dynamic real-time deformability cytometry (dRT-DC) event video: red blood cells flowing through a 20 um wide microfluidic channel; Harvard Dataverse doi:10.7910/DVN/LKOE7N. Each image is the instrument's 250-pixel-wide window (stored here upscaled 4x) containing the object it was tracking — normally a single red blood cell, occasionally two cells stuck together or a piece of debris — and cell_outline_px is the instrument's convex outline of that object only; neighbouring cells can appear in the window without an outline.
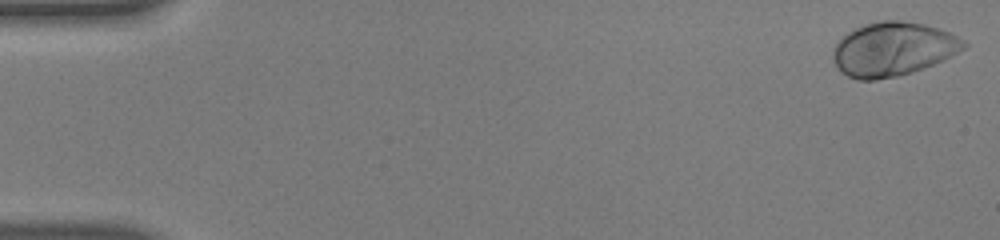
{"species": "human", "species_latin": "Homo sapiens", "temperature_condition": "warm", "stored_images_in_passage": 55, "camera_frame_rate_fps": 3000, "um_per_image_px": 0.085, "donor": {"sex": "male"}, "frame": {"image": 1, "passage_image": 1, "time_ms": 0.0, "image_size_px": [1000, 240], "cell_outline_px": [[968, 44], [964, 48], [944, 60], [924, 68], [912, 72], [896, 76], [876, 80], [860, 80], [848, 76], [840, 72], [832, 60], [832, 48], [852, 28], [864, 24], [880, 20], [900, 20], [924, 24], [940, 28], [964, 40]], "centroid_in_image_um": [75.88, 4.17], "position_along_channel_um": 9.1, "area_um2": 41.27}}
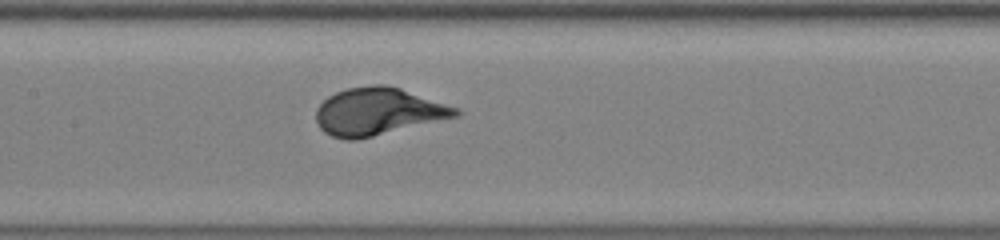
{"frame": {"image": 2, "passage_image": 27, "time_ms": 8.667, "image_size_px": [1000, 240], "cell_outline_px": [[460, 116], [356, 140], [344, 140], [332, 136], [324, 132], [320, 128], [316, 120], [316, 108], [328, 96], [336, 92], [348, 88], [372, 84], [384, 84], [400, 88], [460, 108]], "centroid_in_image_um": [32.14, 9.48], "position_along_channel_um": 175.3, "area_um2": 38.67}}
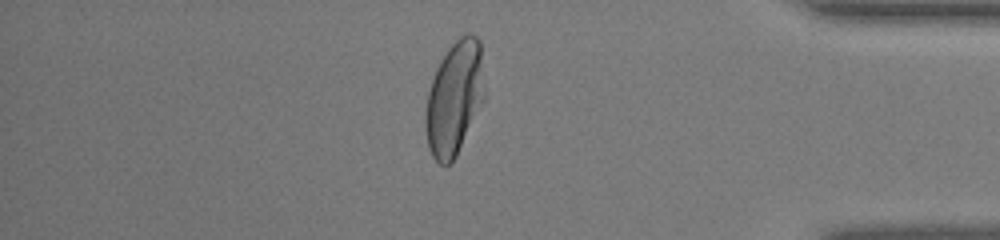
{"frame": {"image": 3, "passage_image": 47, "time_ms": 15.333, "image_size_px": [1000, 240], "cell_outline_px": [[484, 100], [452, 164], [440, 164], [432, 156], [428, 148], [424, 124], [424, 112], [428, 92], [436, 68], [440, 60], [448, 48], [460, 36], [468, 32], [476, 36], [480, 40], [484, 92]], "centroid_in_image_um": [38.6, 8.35], "position_along_channel_um": 396.6, "area_um2": 39.19}, "authors_computed_cell_mechanics": {"area_um2": 38.726, "velocity_mm_per_s": 3.7521, "shape_relaxation_time_tau1_ms": 2.4259, "shape_relaxation_time_tau2_ms": null, "deformation_change_tau1": 0.1942, "deformation_change_tau2": null}}